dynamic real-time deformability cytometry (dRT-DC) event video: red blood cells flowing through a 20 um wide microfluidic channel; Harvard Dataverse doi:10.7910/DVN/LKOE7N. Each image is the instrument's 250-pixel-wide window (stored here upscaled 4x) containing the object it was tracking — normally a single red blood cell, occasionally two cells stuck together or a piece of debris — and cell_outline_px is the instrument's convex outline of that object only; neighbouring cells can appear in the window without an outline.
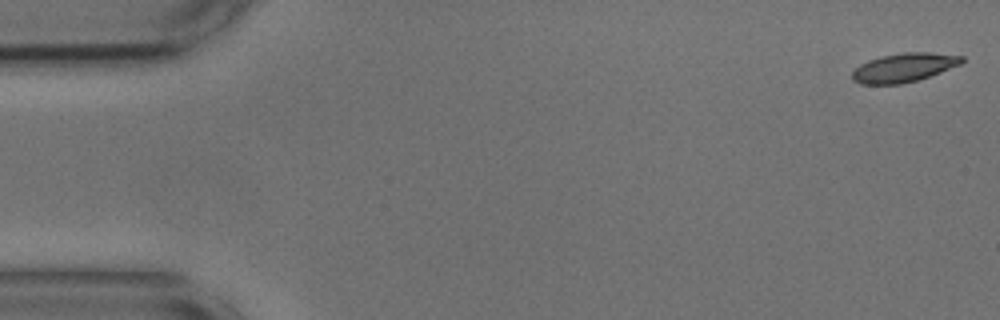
{"species": "common noctule bat (a hibernating species)", "species_latin": "Nyctalus noctula", "temperature_condition": "cold", "stored_images_in_passage": 8, "camera_frame_rate_fps": 3000, "um_per_image_px": 0.085, "animal": {"sex": "male", "body_mass_g": 17.9, "forearm_length_mm": 54.2}, "frame": {"image": 1, "passage_image": 1, "time_ms": 0.0, "image_size_px": [1000, 320], "cell_outline_px": [[964, 60], [960, 64], [940, 72], [916, 80], [900, 84], [860, 84], [852, 80], [852, 72], [860, 64], [868, 60], [880, 56], [904, 52], [928, 52], [964, 56]], "centroid_in_image_um": [76.8, 5.74], "position_along_channel_um": 8.2, "area_um2": 18.32}}